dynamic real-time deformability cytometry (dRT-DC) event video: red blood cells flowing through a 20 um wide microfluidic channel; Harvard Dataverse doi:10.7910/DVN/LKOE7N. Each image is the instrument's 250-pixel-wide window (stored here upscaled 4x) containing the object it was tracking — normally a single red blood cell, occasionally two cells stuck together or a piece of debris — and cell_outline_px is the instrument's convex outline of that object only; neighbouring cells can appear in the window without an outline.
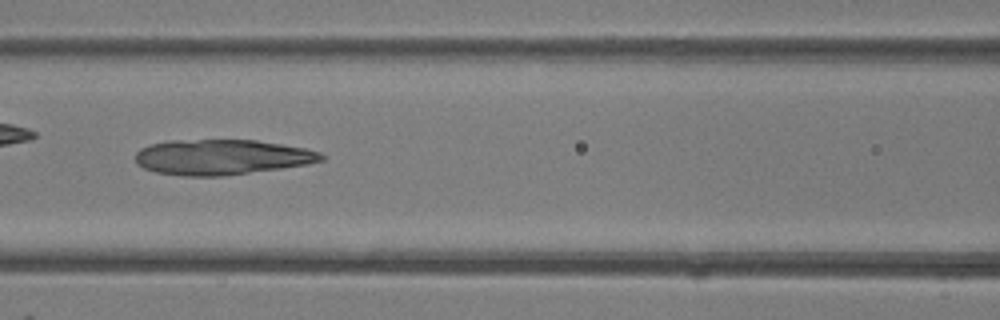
{"species": "common noctule bat (a hibernating species)", "species_latin": "Nyctalus noctula", "temperature_condition": "room temperature", "stored_images_in_passage": 30, "camera_frame_rate_fps": 3000, "um_per_image_px": 0.085, "animal": {"sex": "female"}, "frame": {"image": 1, "passage_image": 12, "time_ms": 3.667, "image_size_px": [1000, 320], "cell_outline_px": [[324, 160], [308, 164], [224, 176], [184, 176], [156, 172], [144, 168], [136, 164], [136, 152], [140, 148], [152, 144], [172, 140], [256, 140], [304, 148], [320, 152], [324, 156]], "centroid_in_image_um": [18.83, 13.35], "position_along_channel_um": 147.8, "area_um2": 38.09}}
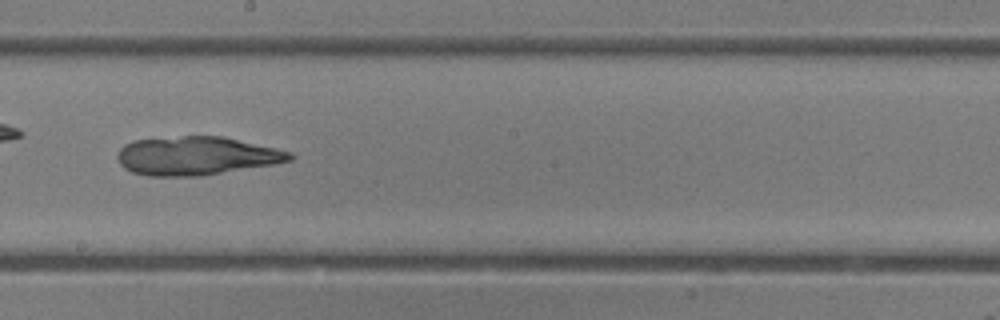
{"frame": {"image": 2, "passage_image": 17, "time_ms": 5.333, "image_size_px": [1000, 320], "cell_outline_px": [[296, 156], [292, 160], [272, 164], [200, 176], [148, 176], [132, 172], [124, 168], [120, 164], [116, 156], [120, 148], [124, 144], [132, 140], [184, 136], [224, 136], [292, 152]], "centroid_in_image_um": [16.67, 13.24], "position_along_channel_um": 231.5, "area_um2": 38.73}}
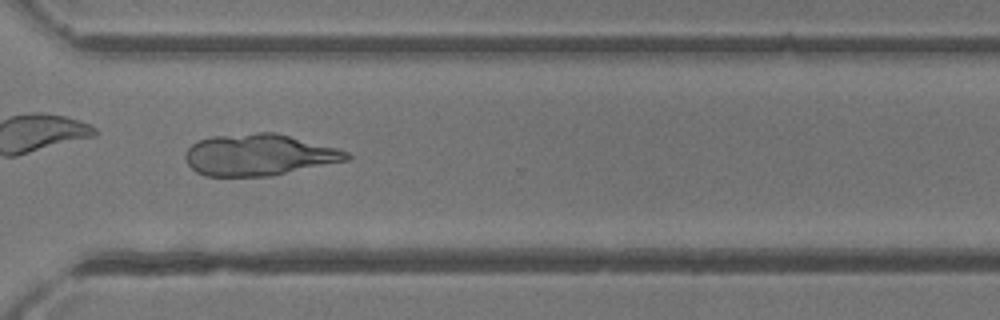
{"frame": {"image": 3, "passage_image": 24, "time_ms": 7.667, "image_size_px": [1000, 320], "cell_outline_px": [[352, 156], [348, 160], [272, 176], [204, 176], [196, 172], [188, 164], [184, 156], [188, 148], [196, 140], [212, 136], [256, 132], [276, 132], [336, 148], [348, 152]], "centroid_in_image_um": [21.99, 13.16], "position_along_channel_um": 348.6, "area_um2": 39.19}}